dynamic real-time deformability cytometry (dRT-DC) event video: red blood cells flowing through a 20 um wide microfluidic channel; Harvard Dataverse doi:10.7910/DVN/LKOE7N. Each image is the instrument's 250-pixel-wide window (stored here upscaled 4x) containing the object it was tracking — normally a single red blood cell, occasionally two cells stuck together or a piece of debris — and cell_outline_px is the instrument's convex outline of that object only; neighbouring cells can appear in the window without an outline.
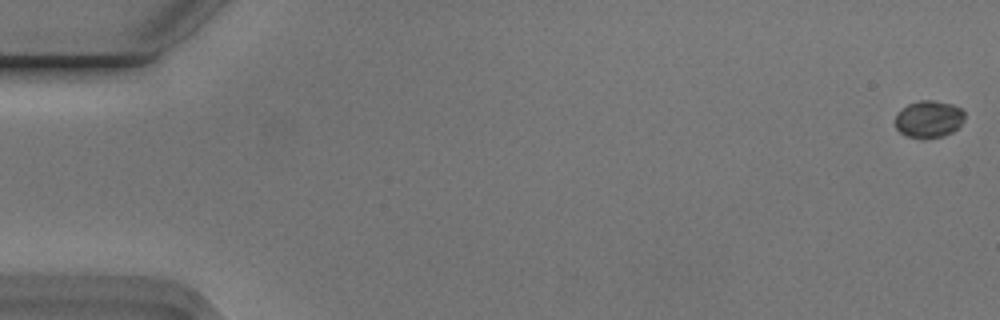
{"species": "Egyptian fruit bat (a non-hibernating species)", "species_latin": "Rousettus aegyptiacus", "temperature_condition": "cold", "stored_images_in_passage": 4, "camera_frame_rate_fps": 3000, "um_per_image_px": 0.085, "animal": {"sex": "male"}, "frame": {"image": 1, "passage_image": 1, "time_ms": 0.0, "image_size_px": [1000, 320], "cell_outline_px": [[964, 120], [952, 132], [944, 136], [924, 140], [920, 140], [904, 136], [896, 128], [896, 112], [900, 108], [908, 104], [920, 100], [932, 100], [952, 104], [960, 108], [964, 112]], "centroid_in_image_um": [78.91, 10.15], "position_along_channel_um": 6.1, "area_um2": 15.37}}